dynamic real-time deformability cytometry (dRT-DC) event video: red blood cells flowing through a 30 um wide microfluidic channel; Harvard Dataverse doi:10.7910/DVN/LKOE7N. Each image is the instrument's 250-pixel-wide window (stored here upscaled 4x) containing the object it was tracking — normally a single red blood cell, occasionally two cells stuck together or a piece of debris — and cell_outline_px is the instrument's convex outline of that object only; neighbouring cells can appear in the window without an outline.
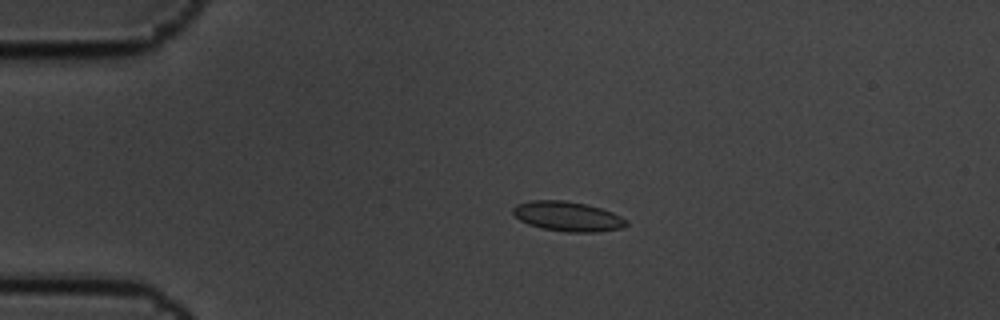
{"species": "common noctule bat (a hibernating species)", "species_latin": "Nyctalus noctula", "temperature_condition": "cold", "stored_images_in_passage": 7, "camera_frame_rate_fps": 3000, "um_per_image_px": 0.085, "animal": {"sex": "male", "body_mass_g": 19.5, "forearm_length_mm": 54.6}, "frame": {"image": 1, "passage_image": 3, "time_ms": 0.667, "image_size_px": [1000, 320], "cell_outline_px": [[628, 224], [620, 228], [596, 232], [568, 232], [544, 228], [528, 224], [520, 220], [512, 212], [512, 208], [516, 204], [528, 200], [564, 200], [584, 204], [600, 208], [612, 212], [628, 220]], "centroid_in_image_um": [48.23, 18.38], "position_along_channel_um": 36.8, "area_um2": 19.54}}
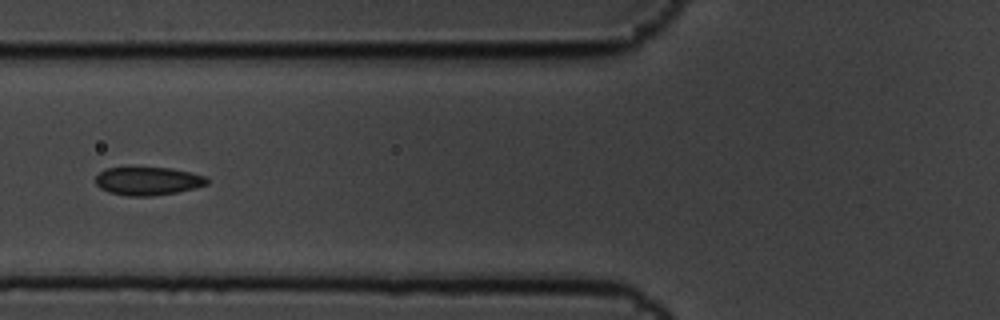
{"frame": {"image": 2, "passage_image": 6, "time_ms": 1.667, "image_size_px": [1000, 320], "cell_outline_px": [[208, 184], [196, 188], [176, 192], [152, 196], [128, 196], [108, 192], [100, 188], [96, 184], [96, 176], [104, 168], [172, 168], [204, 176], [208, 180]], "centroid_in_image_um": [12.56, 15.4], "position_along_channel_um": 113.2, "area_um2": 18.21}}
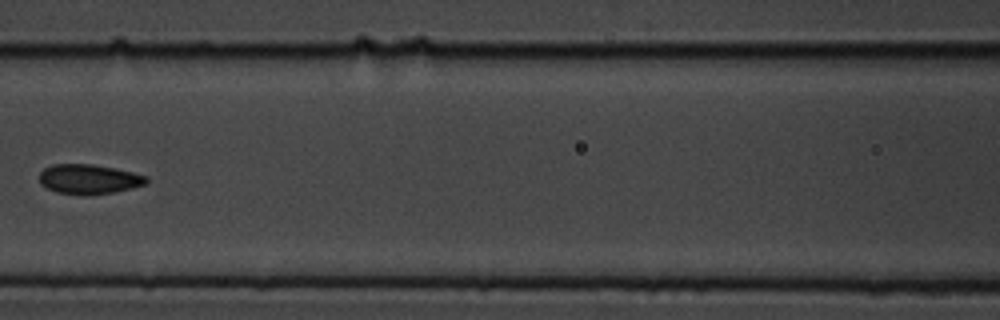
{"frame": {"image": 3, "passage_image": 7, "time_ms": 2.0, "image_size_px": [1000, 320], "cell_outline_px": [[148, 180], [144, 184], [132, 188], [112, 192], [88, 196], [84, 196], [56, 192], [40, 184], [40, 172], [44, 168], [52, 164], [92, 164], [116, 168], [148, 176]], "centroid_in_image_um": [7.54, 15.23], "position_along_channel_um": 159.1, "area_um2": 18.67}}